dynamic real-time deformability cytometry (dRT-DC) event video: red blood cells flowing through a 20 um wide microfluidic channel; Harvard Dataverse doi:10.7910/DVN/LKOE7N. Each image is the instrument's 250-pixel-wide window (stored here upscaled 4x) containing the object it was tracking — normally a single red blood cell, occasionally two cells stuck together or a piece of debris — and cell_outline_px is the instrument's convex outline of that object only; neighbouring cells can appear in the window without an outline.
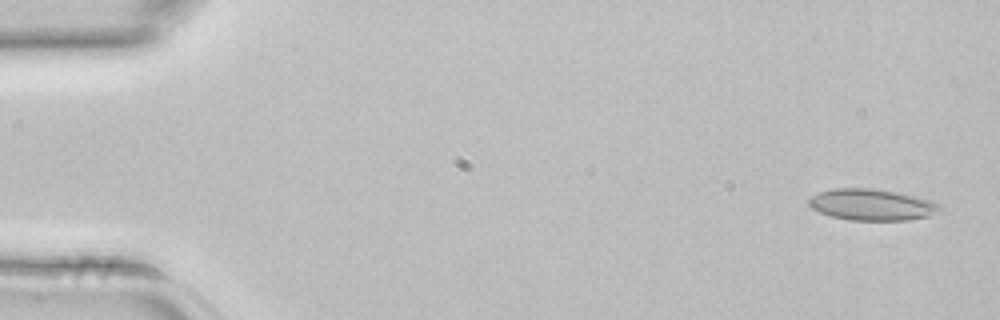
{"species": "common noctule bat (a hibernating species)", "species_latin": "Nyctalus noctula", "temperature_condition": "room temperature", "stored_images_in_passage": 4, "camera_frame_rate_fps": 3000, "um_per_image_px": 0.085, "animal": {"sex": "female", "body_mass_g": 22.7, "forearm_length_mm": 54.2}, "frame": {"image": 1, "passage_image": 1, "time_ms": 0.0, "image_size_px": [1000, 320], "cell_outline_px": [[944, 208], [940, 212], [928, 216], [908, 220], [848, 220], [832, 216], [820, 212], [812, 208], [808, 204], [808, 200], [812, 196], [820, 192], [832, 188], [872, 188], [900, 192], [916, 196], [940, 204]], "centroid_in_image_um": [74.14, 17.39], "position_along_channel_um": 10.9, "area_um2": 24.1}}
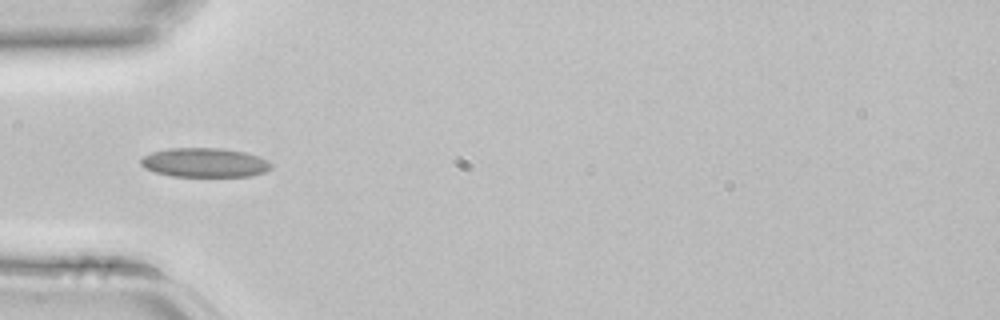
{"frame": {"image": 2, "passage_image": 4, "time_ms": 1.0, "image_size_px": [1000, 320], "cell_outline_px": [[272, 168], [264, 172], [252, 176], [172, 176], [156, 172], [144, 168], [140, 164], [140, 160], [144, 156], [152, 152], [168, 148], [220, 148], [244, 152], [260, 156], [268, 160], [272, 164]], "centroid_in_image_um": [17.41, 13.82], "position_along_channel_um": 67.6, "area_um2": 22.25}}